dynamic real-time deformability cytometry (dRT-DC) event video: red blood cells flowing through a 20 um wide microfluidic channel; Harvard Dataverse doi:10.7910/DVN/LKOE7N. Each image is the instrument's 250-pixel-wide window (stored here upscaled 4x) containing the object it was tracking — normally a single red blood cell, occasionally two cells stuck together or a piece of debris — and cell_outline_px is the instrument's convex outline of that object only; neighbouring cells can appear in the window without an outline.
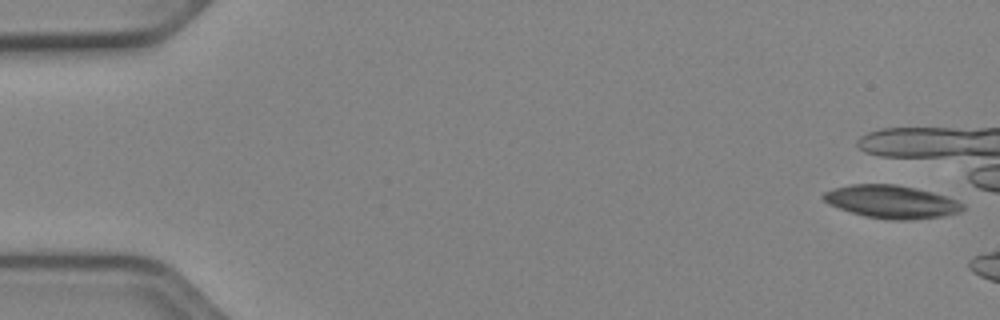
{"species": "Egyptian fruit bat (a non-hibernating species)", "species_latin": "Rousettus aegyptiacus", "temperature_condition": "cold", "stored_images_in_passage": 5, "camera_frame_rate_fps": 3000, "um_per_image_px": 0.085, "animal": {"sex": "female"}, "frame": {"image": 1, "passage_image": 1, "time_ms": 0.0, "image_size_px": [1000, 320], "cell_outline_px": [[964, 208], [960, 212], [944, 216], [908, 220], [888, 220], [864, 216], [828, 204], [820, 196], [824, 192], [836, 188], [852, 184], [896, 184], [916, 188], [948, 196], [964, 204]], "centroid_in_image_um": [75.8, 17.15], "position_along_channel_um": 9.2, "area_um2": 26.82}}